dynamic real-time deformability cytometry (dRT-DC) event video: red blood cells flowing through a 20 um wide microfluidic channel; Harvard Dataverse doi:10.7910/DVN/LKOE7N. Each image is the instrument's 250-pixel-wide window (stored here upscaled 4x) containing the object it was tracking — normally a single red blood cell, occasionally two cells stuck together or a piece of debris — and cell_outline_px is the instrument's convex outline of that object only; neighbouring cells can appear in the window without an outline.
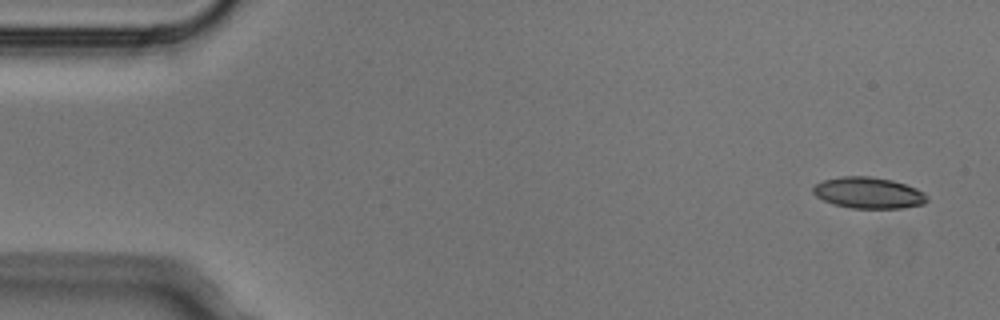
{"species": "Egyptian fruit bat (a non-hibernating species)", "species_latin": "Rousettus aegyptiacus", "temperature_condition": "cold", "stored_images_in_passage": 3, "camera_frame_rate_fps": 3000, "um_per_image_px": 0.085, "animal": {"sex": "male"}, "frame": {"image": 1, "passage_image": 1, "time_ms": 0.0, "image_size_px": [1000, 320], "cell_outline_px": [[928, 200], [924, 204], [904, 208], [852, 208], [832, 204], [816, 196], [812, 192], [812, 188], [816, 184], [824, 180], [840, 176], [872, 176], [892, 180], [916, 188], [924, 192], [928, 196]], "centroid_in_image_um": [73.83, 16.39], "position_along_channel_um": 11.2, "area_um2": 20.87}}